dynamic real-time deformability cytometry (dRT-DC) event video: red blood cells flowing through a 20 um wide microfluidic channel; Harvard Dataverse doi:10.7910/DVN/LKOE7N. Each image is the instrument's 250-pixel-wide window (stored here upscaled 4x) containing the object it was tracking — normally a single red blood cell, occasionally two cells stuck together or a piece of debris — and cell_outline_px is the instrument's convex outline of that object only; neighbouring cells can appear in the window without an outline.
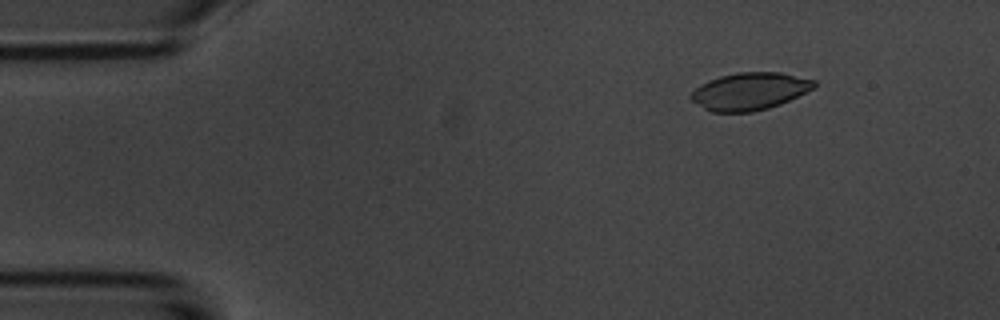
{"species": "common noctule bat (a hibernating species)", "species_latin": "Nyctalus noctula", "temperature_condition": "room temperature", "stored_images_in_passage": 5, "camera_frame_rate_fps": 3000, "um_per_image_px": 0.085, "animal": {"sex": "male", "body_mass_g": 20.1, "forearm_length_mm": 53.5}, "frame": {"image": 1, "passage_image": 2, "time_ms": 1.333, "image_size_px": [1000, 320], "cell_outline_px": [[816, 88], [780, 104], [768, 108], [752, 112], [712, 112], [704, 108], [692, 100], [688, 96], [700, 84], [708, 80], [720, 76], [740, 72], [780, 72], [816, 80]], "centroid_in_image_um": [63.74, 7.75], "position_along_channel_um": 21.3, "area_um2": 26.88}}